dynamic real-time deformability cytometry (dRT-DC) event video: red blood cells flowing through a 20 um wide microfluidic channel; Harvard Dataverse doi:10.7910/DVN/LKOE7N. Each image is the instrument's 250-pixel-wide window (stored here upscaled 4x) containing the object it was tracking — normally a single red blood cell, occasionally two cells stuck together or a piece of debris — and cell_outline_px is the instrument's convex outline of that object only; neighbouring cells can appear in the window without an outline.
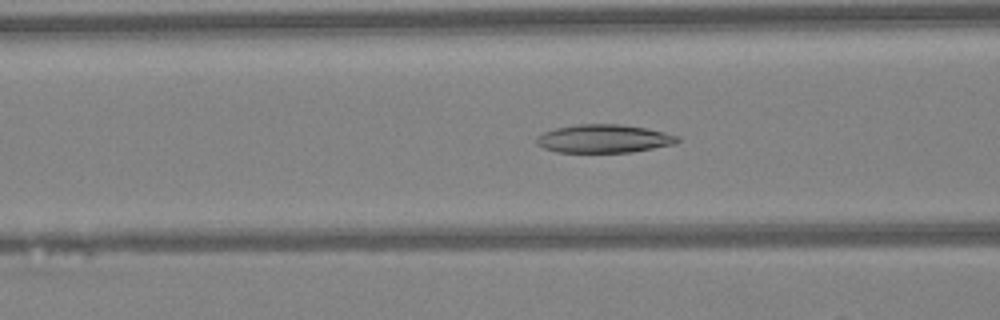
{"species": "Egyptian fruit bat (a non-hibernating species)", "species_latin": "Rousettus aegyptiacus", "temperature_condition": "warm", "stored_images_in_passage": 36, "camera_frame_rate_fps": 3000, "um_per_image_px": 0.085, "animal": {"sex": "female"}, "frame": {"image": 1, "passage_image": 6, "time_ms": 1.667, "image_size_px": [1000, 320], "cell_outline_px": [[680, 140], [676, 144], [632, 152], [556, 152], [544, 148], [536, 144], [536, 136], [544, 132], [556, 128], [576, 124], [620, 124], [644, 128], [664, 132], [680, 136]], "centroid_in_image_um": [51.33, 11.79], "position_along_channel_um": 115.3, "area_um2": 23.29}}
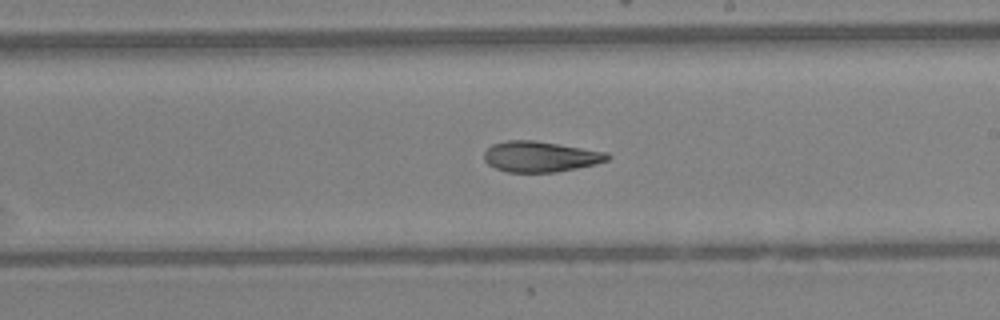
{"frame": {"image": 2, "passage_image": 15, "time_ms": 4.667, "image_size_px": [1000, 320], "cell_outline_px": [[612, 156], [608, 160], [596, 164], [556, 172], [508, 172], [496, 168], [488, 164], [484, 160], [484, 152], [492, 144], [508, 140], [532, 140], [560, 144], [608, 152]], "centroid_in_image_um": [45.95, 13.31], "position_along_channel_um": 243.1, "area_um2": 22.08}}
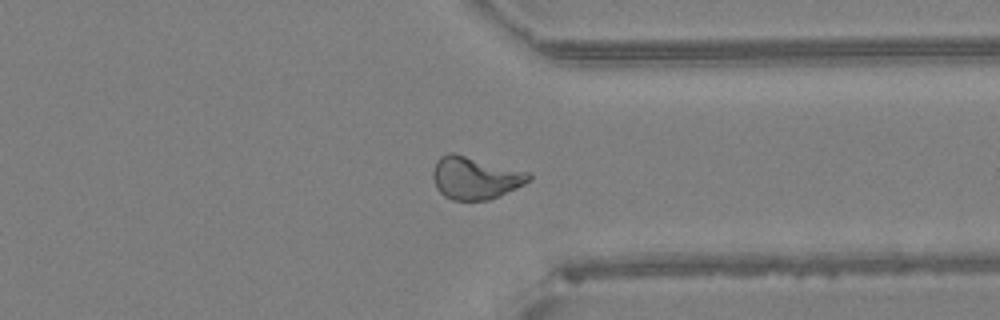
{"frame": {"image": 3, "passage_image": 24, "time_ms": 7.667, "image_size_px": [1000, 320], "cell_outline_px": [[532, 180], [500, 196], [488, 200], [452, 200], [444, 196], [436, 188], [432, 176], [432, 172], [436, 160], [440, 156], [448, 152], [452, 152], [528, 172], [532, 176]], "centroid_in_image_um": [40.36, 15.12], "position_along_channel_um": 371.0, "area_um2": 23.81}}